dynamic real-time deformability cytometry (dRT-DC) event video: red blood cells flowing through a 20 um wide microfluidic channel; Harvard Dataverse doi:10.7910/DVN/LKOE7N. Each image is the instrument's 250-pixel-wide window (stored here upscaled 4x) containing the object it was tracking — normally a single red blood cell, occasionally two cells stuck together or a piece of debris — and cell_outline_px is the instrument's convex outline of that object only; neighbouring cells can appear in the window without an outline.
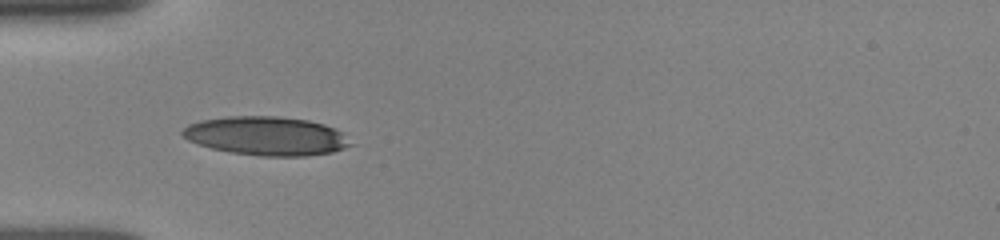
{"species": "human", "species_latin": "Homo sapiens", "temperature_condition": "room temperature", "stored_images_in_passage": 50, "camera_frame_rate_fps": 3000, "um_per_image_px": 0.085, "donor": {"sex": "female"}, "frame": {"image": 1, "passage_image": 1, "time_ms": 0.0, "image_size_px": [1000, 240], "cell_outline_px": [[356, 144], [332, 152], [308, 156], [260, 156], [232, 152], [212, 148], [188, 140], [180, 132], [188, 124], [200, 120], [224, 116], [276, 116], [308, 120], [324, 124], [344, 132]], "centroid_in_image_um": [22.7, 11.55], "position_along_channel_um": 62.3, "area_um2": 38.26}}
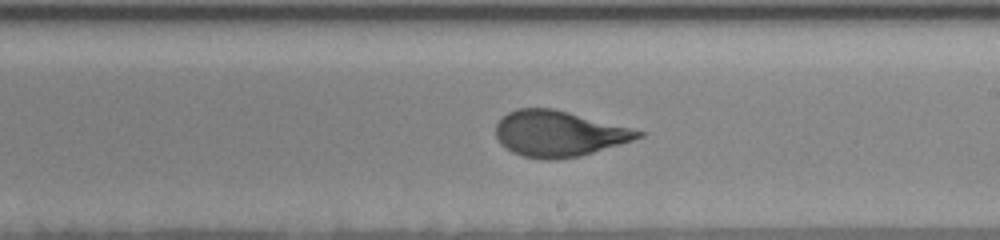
{"frame": {"image": 2, "passage_image": 18, "time_ms": 4.667, "image_size_px": [1000, 240], "cell_outline_px": [[644, 136], [620, 144], [580, 156], [556, 160], [548, 160], [520, 156], [512, 152], [500, 144], [496, 136], [496, 124], [500, 116], [516, 108], [552, 108], [568, 112], [644, 132]], "centroid_in_image_um": [47.41, 11.37], "position_along_channel_um": 241.6, "area_um2": 37.8}}
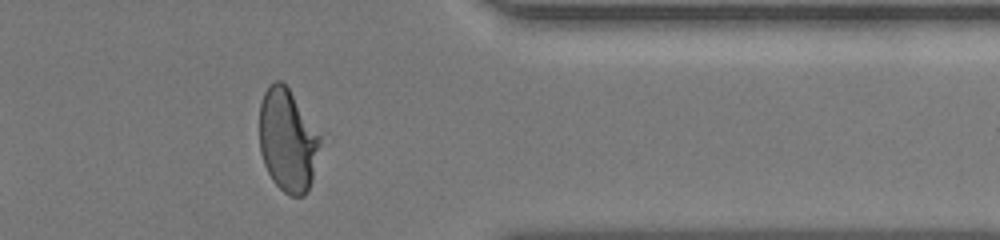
{"frame": {"image": 3, "passage_image": 41, "time_ms": 8.667, "image_size_px": [1000, 240], "cell_outline_px": [[320, 144], [312, 180], [304, 196], [292, 196], [284, 192], [272, 180], [264, 164], [260, 152], [260, 104], [264, 92], [276, 80], [280, 80], [288, 88], [320, 136]], "centroid_in_image_um": [24.43, 11.96], "position_along_channel_um": 387.0, "area_um2": 35.72}, "authors_computed_cell_mechanics": {"area_um2": 37.859, "velocity_mm_per_s": 3.8921, "shape_relaxation_time_tau1_ms": 3.5575, "shape_relaxation_time_tau2_ms": null, "deformation_change_tau1": 0.1525, "deformation_change_tau2": null}}